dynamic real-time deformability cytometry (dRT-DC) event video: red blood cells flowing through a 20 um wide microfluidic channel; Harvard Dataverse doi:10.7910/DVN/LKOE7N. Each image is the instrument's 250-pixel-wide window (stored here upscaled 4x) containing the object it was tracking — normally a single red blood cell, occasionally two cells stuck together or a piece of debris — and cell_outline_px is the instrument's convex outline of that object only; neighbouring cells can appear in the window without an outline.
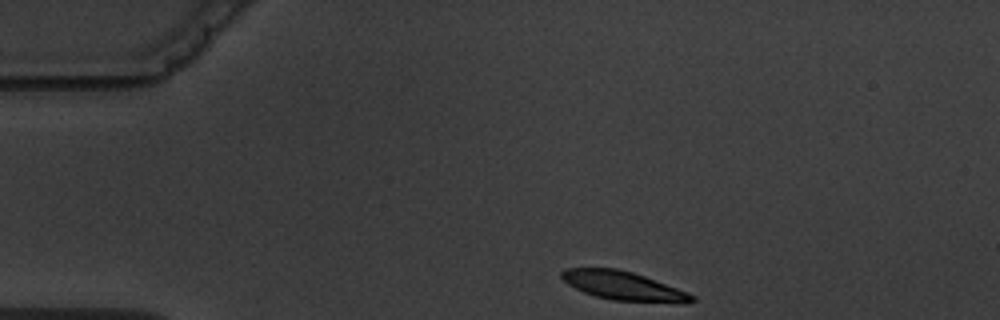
{"species": "common noctule bat (a hibernating species)", "species_latin": "Nyctalus noctula", "temperature_condition": "warm", "stored_images_in_passage": 4, "camera_frame_rate_fps": 3000, "um_per_image_px": 0.085, "animal": {"sex": "male", "body_mass_g": 19.5, "forearm_length_mm": 54.6}, "frame": {"image": 1, "passage_image": 1, "time_ms": 0.0, "image_size_px": [1000, 320], "cell_outline_px": [[696, 300], [688, 304], [612, 300], [596, 296], [584, 292], [568, 284], [560, 276], [560, 272], [564, 268], [616, 268], [632, 272], [644, 276], [688, 292], [696, 296]], "centroid_in_image_um": [53.03, 24.31], "position_along_channel_um": 32.0, "area_um2": 21.96}}
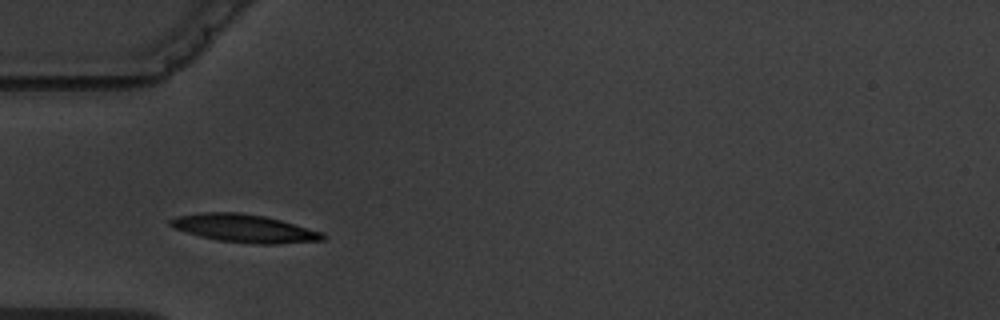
{"frame": {"image": 2, "passage_image": 3, "time_ms": 2.333, "image_size_px": [1000, 320], "cell_outline_px": [[328, 236], [324, 240], [280, 244], [256, 244], [220, 240], [200, 236], [176, 228], [168, 224], [168, 220], [176, 216], [200, 212], [240, 212], [264, 216], [280, 220], [324, 232]], "centroid_in_image_um": [20.81, 19.4], "position_along_channel_um": 64.2, "area_um2": 24.85}}